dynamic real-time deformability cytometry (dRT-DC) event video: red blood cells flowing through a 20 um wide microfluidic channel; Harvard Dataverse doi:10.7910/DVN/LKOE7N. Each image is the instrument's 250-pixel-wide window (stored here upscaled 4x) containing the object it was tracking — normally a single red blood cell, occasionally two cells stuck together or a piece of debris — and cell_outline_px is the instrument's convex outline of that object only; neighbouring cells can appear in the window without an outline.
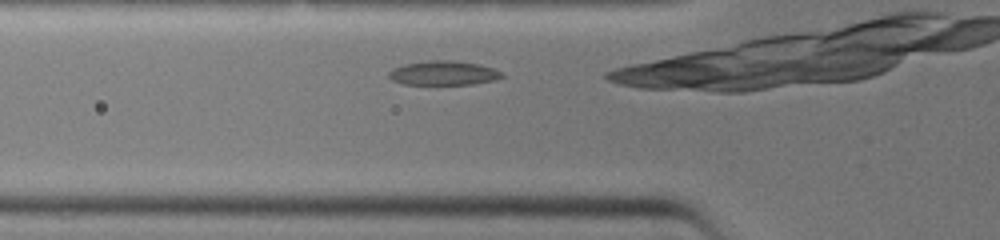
{"species": "common noctule bat (a hibernating species)", "species_latin": "Nyctalus noctula", "temperature_condition": "warm", "stored_images_in_passage": 6, "camera_frame_rate_fps": 3000, "um_per_image_px": 0.085, "animal": {"sex": "female", "body_mass_g": 19.0, "forearm_length_mm": 51.5}, "frame": {"image": 1, "passage_image": 2, "time_ms": 0.333, "image_size_px": [1000, 240], "cell_outline_px": [[504, 76], [496, 80], [472, 84], [404, 84], [392, 80], [388, 76], [388, 72], [392, 68], [404, 64], [428, 60], [456, 60], [480, 64], [504, 72]], "centroid_in_image_um": [37.71, 6.2], "position_along_channel_um": 88.1, "area_um2": 16.18}}
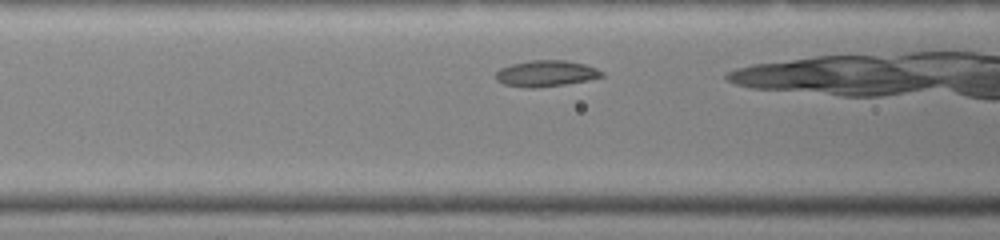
{"frame": {"image": 2, "passage_image": 4, "time_ms": 1.0, "image_size_px": [1000, 240], "cell_outline_px": [[604, 76], [588, 80], [564, 84], [536, 88], [524, 88], [504, 84], [496, 80], [496, 72], [500, 68], [512, 64], [532, 60], [564, 60], [584, 64], [596, 68], [604, 72]], "centroid_in_image_um": [46.4, 6.25], "position_along_channel_um": 120.2, "area_um2": 16.13}}